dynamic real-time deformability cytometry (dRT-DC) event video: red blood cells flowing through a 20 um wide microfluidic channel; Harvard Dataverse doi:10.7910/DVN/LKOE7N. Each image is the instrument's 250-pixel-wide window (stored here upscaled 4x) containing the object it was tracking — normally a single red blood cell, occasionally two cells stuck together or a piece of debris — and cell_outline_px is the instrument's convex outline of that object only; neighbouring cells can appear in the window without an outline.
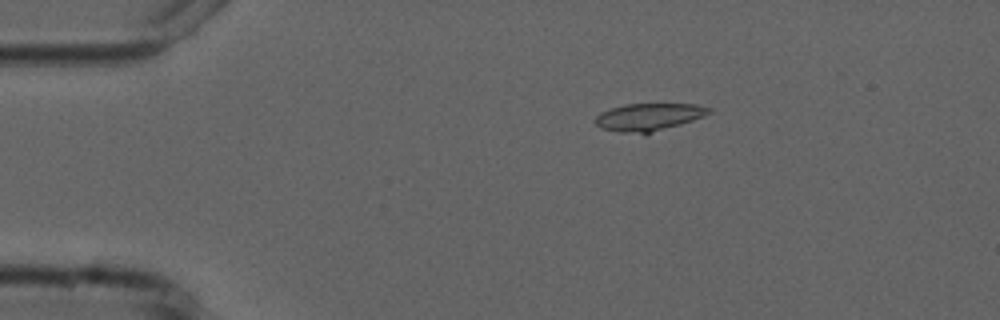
{"species": "common noctule bat (a hibernating species)", "species_latin": "Nyctalus noctula", "temperature_condition": "cold", "stored_images_in_passage": 2, "camera_frame_rate_fps": 3000, "um_per_image_px": 0.085, "animal": {"sex": "male", "forearm_length_mm": 52.5}, "frame": {"image": 1, "passage_image": 1, "time_ms": 0.0, "image_size_px": [1000, 320], "cell_outline_px": [[712, 112], [704, 116], [644, 136], [620, 132], [600, 128], [596, 124], [596, 116], [600, 112], [624, 104], [696, 104], [712, 108]], "centroid_in_image_um": [55.14, 9.97], "position_along_channel_um": 29.9, "area_um2": 18.5}}